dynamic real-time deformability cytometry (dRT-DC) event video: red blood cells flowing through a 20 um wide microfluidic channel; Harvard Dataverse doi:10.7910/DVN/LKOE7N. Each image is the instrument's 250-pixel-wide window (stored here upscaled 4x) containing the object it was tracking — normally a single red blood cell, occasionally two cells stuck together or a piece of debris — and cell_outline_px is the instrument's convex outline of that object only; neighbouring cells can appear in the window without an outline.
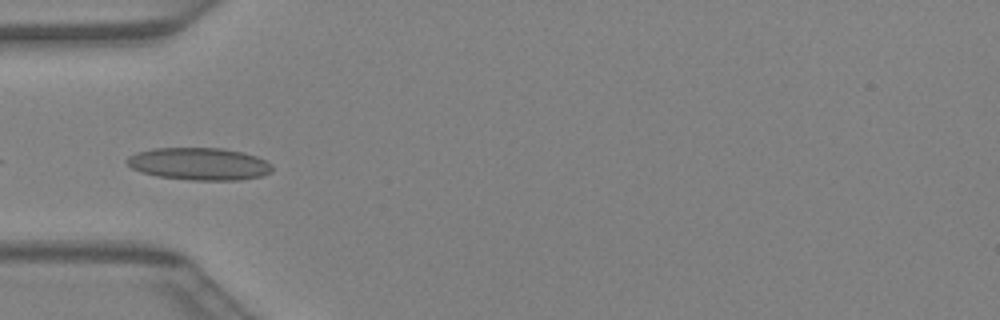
{"species": "Egyptian fruit bat (a non-hibernating species)", "species_latin": "Rousettus aegyptiacus", "temperature_condition": "warm", "stored_images_in_passage": 19, "camera_frame_rate_fps": 3000, "um_per_image_px": 0.085, "animal": {"sex": "female"}, "frame": {"image": 1, "passage_image": 14, "time_ms": 4.333, "image_size_px": [1000, 320], "cell_outline_px": [[272, 172], [260, 176], [240, 180], [192, 180], [156, 176], [140, 172], [132, 168], [124, 160], [128, 156], [136, 152], [152, 148], [224, 148], [244, 152], [256, 156], [272, 164]], "centroid_in_image_um": [16.91, 13.92], "position_along_channel_um": 68.1, "area_um2": 27.63}}